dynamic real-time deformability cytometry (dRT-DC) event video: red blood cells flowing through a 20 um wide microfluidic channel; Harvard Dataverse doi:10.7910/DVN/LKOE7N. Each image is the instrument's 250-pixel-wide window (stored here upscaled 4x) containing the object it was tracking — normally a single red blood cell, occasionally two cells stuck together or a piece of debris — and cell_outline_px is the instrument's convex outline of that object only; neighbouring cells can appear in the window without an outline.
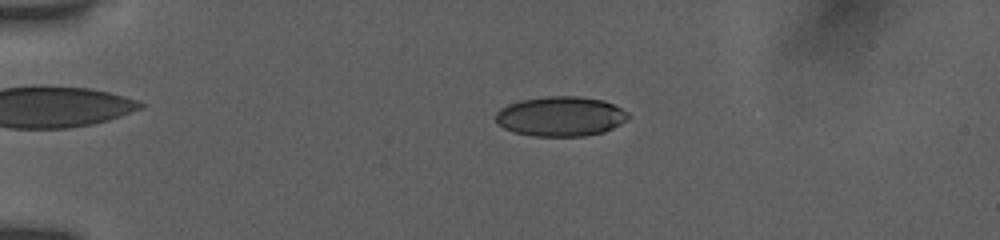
{"species": "human", "species_latin": "Homo sapiens", "temperature_condition": "room temperature", "stored_images_in_passage": 14, "camera_frame_rate_fps": 3000, "um_per_image_px": 0.085, "donor": {"sex": "female"}, "frame": {"image": 1, "passage_image": 8, "time_ms": 4.333, "image_size_px": [1000, 240], "cell_outline_px": [[628, 116], [620, 124], [604, 132], [584, 136], [532, 136], [512, 132], [496, 124], [496, 112], [500, 108], [508, 104], [520, 100], [548, 96], [580, 96], [604, 100], [628, 112]], "centroid_in_image_um": [47.61, 9.89], "position_along_channel_um": 37.4, "area_um2": 30.81}}
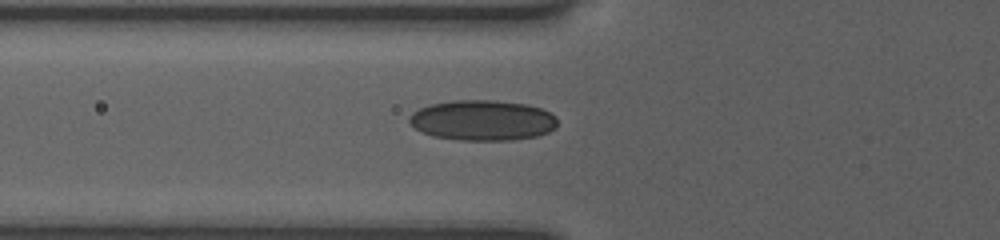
{"frame": {"image": 2, "passage_image": 12, "time_ms": 7.0, "image_size_px": [1000, 240], "cell_outline_px": [[556, 128], [548, 132], [536, 136], [512, 140], [460, 140], [432, 136], [416, 128], [408, 120], [408, 116], [412, 112], [420, 108], [432, 104], [456, 100], [496, 100], [528, 104], [540, 108], [556, 116]], "centroid_in_image_um": [41.03, 10.22], "position_along_channel_um": 84.8, "area_um2": 34.85}}
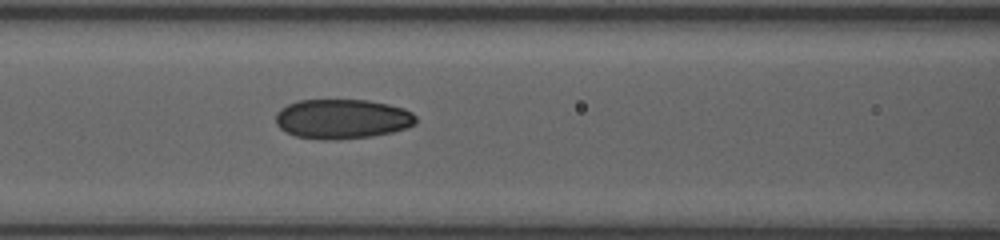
{"frame": {"image": 3, "passage_image": 14, "time_ms": 8.333, "image_size_px": [1000, 240], "cell_outline_px": [[416, 124], [408, 128], [392, 132], [372, 136], [336, 140], [324, 140], [296, 136], [280, 128], [276, 124], [276, 112], [280, 108], [288, 104], [300, 100], [368, 100], [388, 104], [404, 108], [412, 112], [416, 116]], "centroid_in_image_um": [29.11, 10.11], "position_along_channel_um": 137.5, "area_um2": 32.6}}